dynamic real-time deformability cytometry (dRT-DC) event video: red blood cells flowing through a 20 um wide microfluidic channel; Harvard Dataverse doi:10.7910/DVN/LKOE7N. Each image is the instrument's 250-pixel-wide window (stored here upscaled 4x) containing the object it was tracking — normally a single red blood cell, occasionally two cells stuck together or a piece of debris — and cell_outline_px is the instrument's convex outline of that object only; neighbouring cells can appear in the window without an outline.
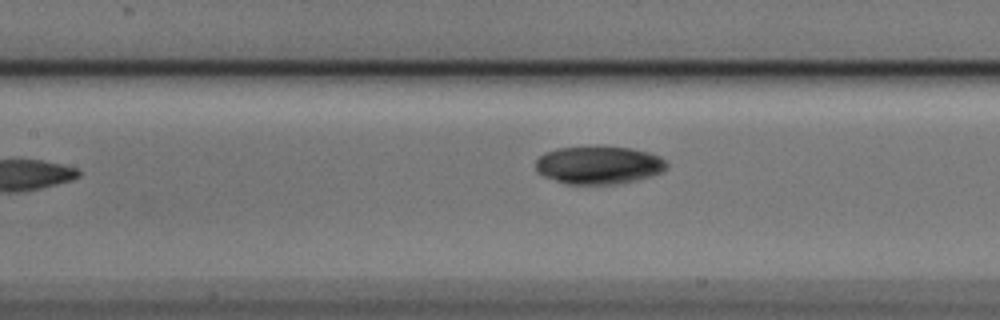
{"species": "Egyptian fruit bat (a non-hibernating species)", "species_latin": "Rousettus aegyptiacus", "temperature_condition": "cold", "stored_images_in_passage": 4, "camera_frame_rate_fps": 3000, "um_per_image_px": 0.085, "animal": {"sex": "male"}, "frame": {"image": 1, "passage_image": 4, "time_ms": 1.0, "image_size_px": [1000, 320], "cell_outline_px": [[668, 164], [660, 172], [636, 180], [616, 184], [568, 184], [544, 176], [536, 172], [536, 160], [544, 152], [556, 148], [596, 144], [604, 144], [632, 148], [648, 152], [660, 156]], "centroid_in_image_um": [50.85, 13.98], "position_along_channel_um": 156.5, "area_um2": 29.59}}